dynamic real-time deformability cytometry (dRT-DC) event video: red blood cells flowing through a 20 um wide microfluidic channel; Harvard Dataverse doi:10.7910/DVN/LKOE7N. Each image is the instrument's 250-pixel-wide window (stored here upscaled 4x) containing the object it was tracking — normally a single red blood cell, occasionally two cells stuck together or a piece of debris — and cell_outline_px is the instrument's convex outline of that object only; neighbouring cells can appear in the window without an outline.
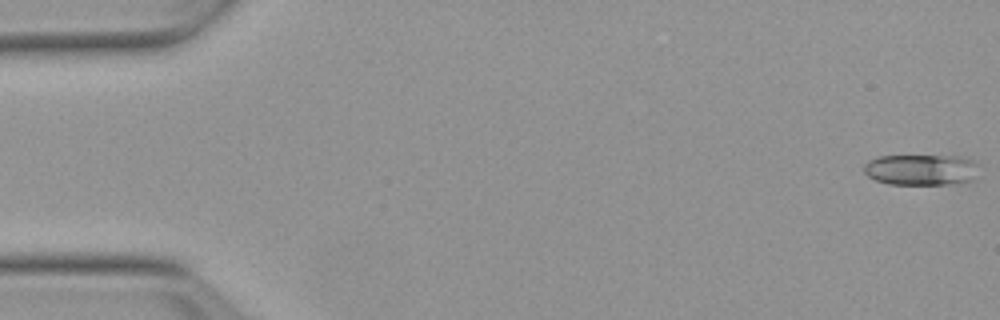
{"species": "Egyptian fruit bat (a non-hibernating species)", "species_latin": "Rousettus aegyptiacus", "temperature_condition": "warm", "stored_images_in_passage": 53, "camera_frame_rate_fps": 3000, "um_per_image_px": 0.085, "animal": {"sex": "female"}, "frame": {"image": 1, "passage_image": 1, "time_ms": 0.0, "image_size_px": [1000, 320], "cell_outline_px": [[976, 164], [972, 180], [948, 184], [888, 184], [876, 180], [868, 176], [864, 172], [864, 164], [868, 160], [880, 156], [960, 156], [972, 160]], "centroid_in_image_um": [78.22, 14.42], "position_along_channel_um": 6.8, "area_um2": 20.46}}
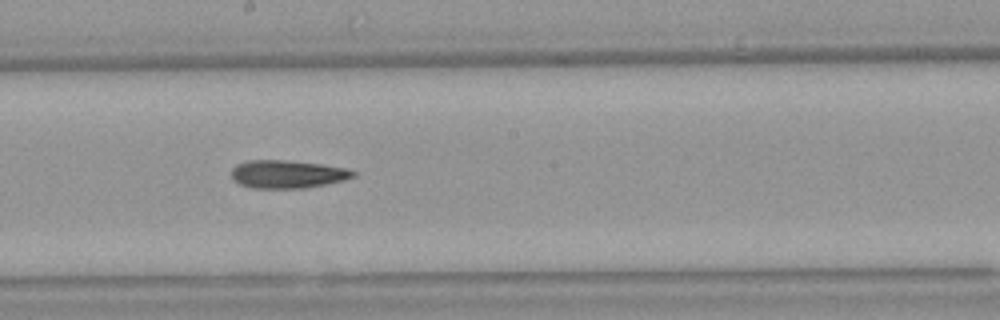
{"frame": {"image": 2, "passage_image": 29, "time_ms": 9.333, "image_size_px": [1000, 320], "cell_outline_px": [[356, 176], [344, 180], [304, 188], [252, 188], [240, 184], [232, 180], [232, 168], [236, 164], [248, 160], [284, 160], [320, 164], [348, 168], [356, 172]], "centroid_in_image_um": [24.42, 14.8], "position_along_channel_um": 223.8, "area_um2": 19.88}}
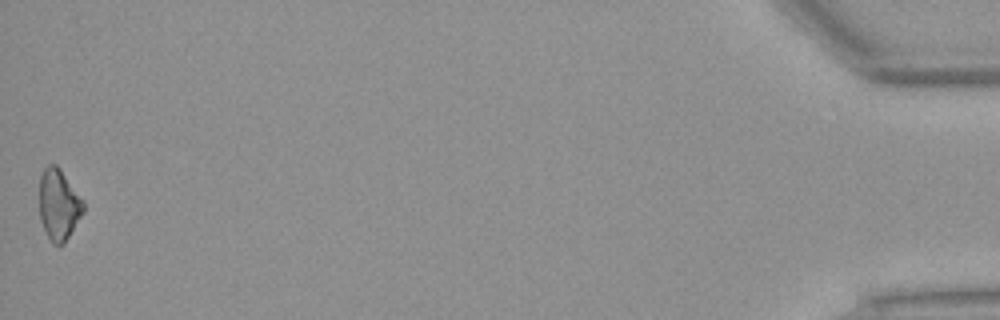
{"frame": {"image": 3, "passage_image": 53, "time_ms": 17.333, "image_size_px": [1000, 320], "cell_outline_px": [[84, 212], [64, 244], [60, 248], [52, 244], [40, 220], [40, 176], [44, 168], [48, 164], [56, 164], [60, 168], [84, 200]], "centroid_in_image_um": [5.01, 17.41], "position_along_channel_um": 430.2, "area_um2": 18.44}}